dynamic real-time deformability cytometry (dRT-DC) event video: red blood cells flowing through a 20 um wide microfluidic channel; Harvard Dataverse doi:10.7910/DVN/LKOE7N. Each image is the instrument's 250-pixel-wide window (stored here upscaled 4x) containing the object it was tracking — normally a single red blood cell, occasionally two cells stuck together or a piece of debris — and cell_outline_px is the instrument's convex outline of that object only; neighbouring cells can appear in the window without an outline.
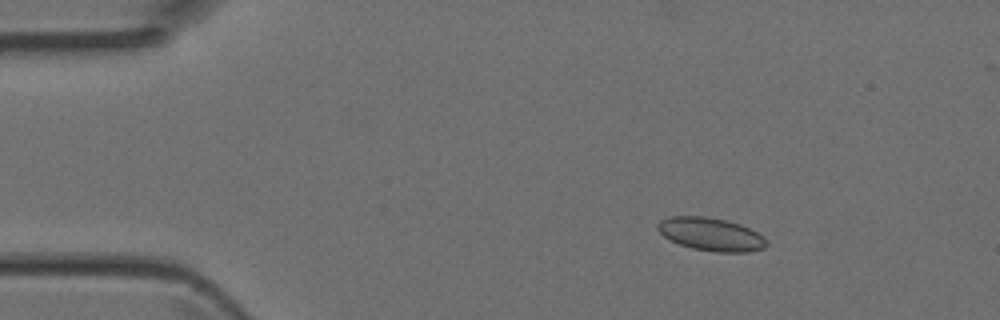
{"species": "Egyptian fruit bat (a non-hibernating species)", "species_latin": "Rousettus aegyptiacus", "temperature_condition": "room temperature", "stored_images_in_passage": 3, "camera_frame_rate_fps": 3000, "um_per_image_px": 0.085, "animal": {"sex": "female"}, "frame": {"image": 1, "passage_image": 2, "time_ms": 0.333, "image_size_px": [1000, 320], "cell_outline_px": [[768, 244], [764, 248], [748, 252], [716, 252], [692, 248], [680, 244], [664, 236], [656, 228], [656, 224], [660, 220], [668, 216], [708, 216], [728, 220], [740, 224], [764, 236]], "centroid_in_image_um": [60.43, 19.9], "position_along_channel_um": 24.6, "area_um2": 21.1}}